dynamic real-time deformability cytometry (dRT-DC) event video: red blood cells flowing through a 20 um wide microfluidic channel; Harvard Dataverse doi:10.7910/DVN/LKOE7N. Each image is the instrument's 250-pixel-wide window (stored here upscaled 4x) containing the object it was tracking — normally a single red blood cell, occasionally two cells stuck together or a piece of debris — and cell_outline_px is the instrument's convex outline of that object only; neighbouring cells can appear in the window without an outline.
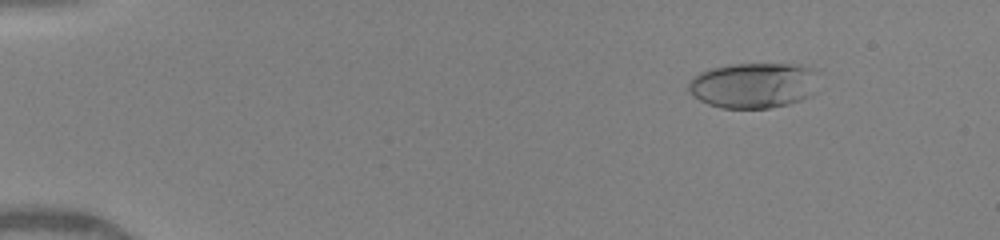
{"species": "human", "species_latin": "Homo sapiens", "temperature_condition": "warm", "stored_images_in_passage": 46, "camera_frame_rate_fps": 3000, "um_per_image_px": 0.085, "donor": {"sex": "female"}, "frame": {"image": 1, "passage_image": 3, "time_ms": 1.667, "image_size_px": [1000, 240], "cell_outline_px": [[820, 68], [816, 92], [812, 96], [804, 100], [788, 104], [768, 108], [720, 108], [708, 104], [700, 100], [688, 88], [688, 84], [692, 76], [700, 72], [712, 68], [732, 64], [800, 64]], "centroid_in_image_um": [64.17, 7.24], "position_along_channel_um": 20.8, "area_um2": 35.32}}
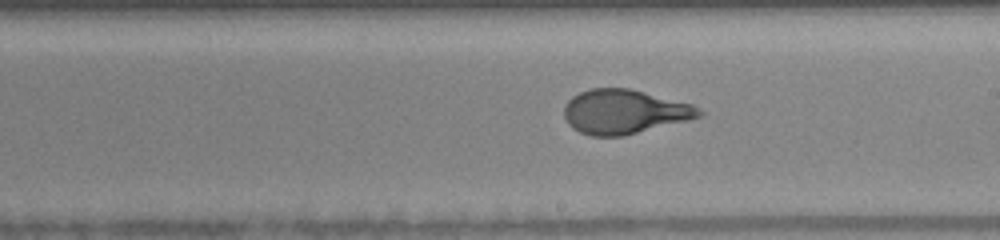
{"frame": {"image": 2, "passage_image": 27, "time_ms": 9.333, "image_size_px": [1000, 240], "cell_outline_px": [[704, 112], [700, 116], [688, 120], [624, 136], [592, 136], [580, 132], [572, 128], [568, 124], [564, 116], [564, 104], [572, 96], [580, 92], [592, 88], [628, 88], [692, 104], [700, 108]], "centroid_in_image_um": [53.04, 9.5], "position_along_channel_um": 236.0, "area_um2": 34.8}}
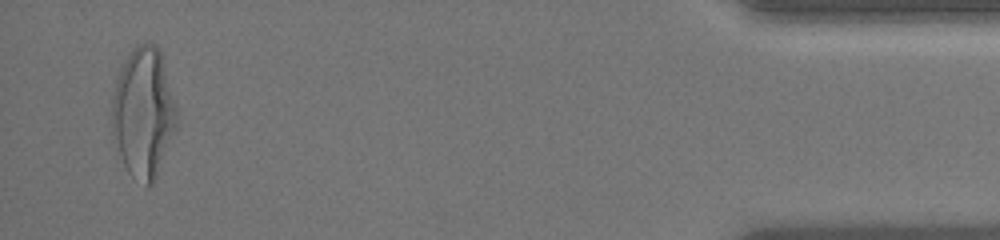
{"frame": {"image": 3, "passage_image": 45, "time_ms": 15.333, "image_size_px": [1000, 240], "cell_outline_px": [[180, 120], [156, 180], [148, 188], [132, 176], [128, 172], [120, 156], [112, 132], [112, 100], [116, 84], [120, 72], [132, 48], [140, 44], [156, 44], [160, 48], [176, 104]], "centroid_in_image_um": [12.24, 9.63], "position_along_channel_um": 423.0, "area_um2": 49.3}, "authors_computed_cell_mechanics": {"area_um2": 34.7089, "velocity_mm_per_s": 4.2263, "shape_relaxation_time_tau1_ms": 4.9384, "shape_relaxation_time_tau2_ms": null, "deformation_change_tau1": 0.2249, "deformation_change_tau2": null}}